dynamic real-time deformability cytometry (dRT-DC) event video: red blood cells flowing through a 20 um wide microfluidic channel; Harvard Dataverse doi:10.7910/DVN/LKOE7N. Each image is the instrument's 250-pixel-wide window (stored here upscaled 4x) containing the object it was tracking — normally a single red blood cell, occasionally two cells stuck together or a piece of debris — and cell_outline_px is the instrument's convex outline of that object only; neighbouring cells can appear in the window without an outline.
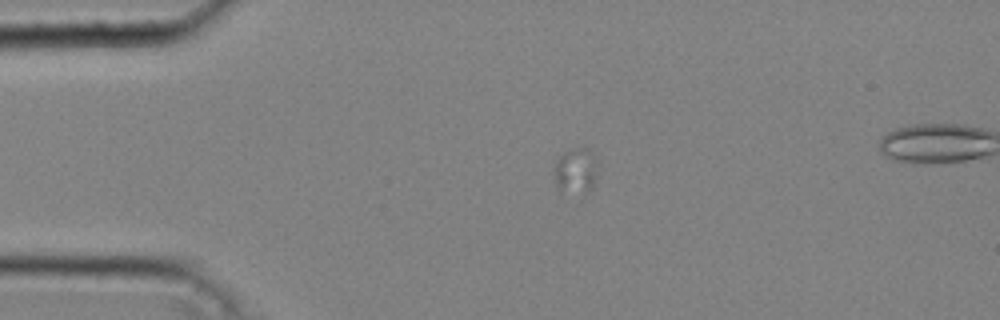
{"species": "common noctule bat (a hibernating species)", "species_latin": "Nyctalus noctula", "temperature_condition": "cold", "stored_images_in_passage": 19, "camera_frame_rate_fps": 3000, "um_per_image_px": 0.085, "animal": {"sex": "male", "body_mass_g": 20.4}, "frame": {"image": 1, "passage_image": 5, "time_ms": 1.333, "image_size_px": [1000, 320], "cell_outline_px": [[596, 176], [592, 188], [588, 192], [560, 188], [556, 184], [552, 172], [552, 168], [556, 160], [564, 152], [576, 148], [588, 148], [596, 156]], "centroid_in_image_um": [48.93, 14.44], "position_along_channel_um": 36.1, "area_um2": 11.33}}
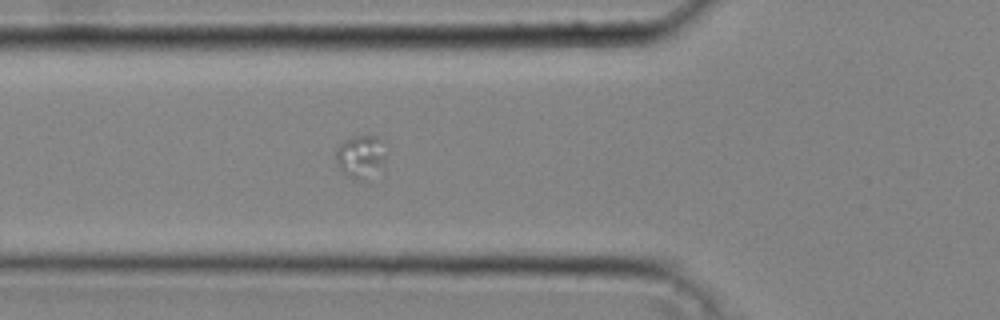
{"frame": {"image": 2, "passage_image": 12, "time_ms": 3.667, "image_size_px": [1000, 320], "cell_outline_px": [[384, 156], [380, 160], [356, 176], [348, 176], [340, 168], [336, 160], [336, 152], [340, 144], [352, 136], [376, 136], [380, 140]], "centroid_in_image_um": [30.5, 13.11], "position_along_channel_um": 95.3, "area_um2": 10.29}}